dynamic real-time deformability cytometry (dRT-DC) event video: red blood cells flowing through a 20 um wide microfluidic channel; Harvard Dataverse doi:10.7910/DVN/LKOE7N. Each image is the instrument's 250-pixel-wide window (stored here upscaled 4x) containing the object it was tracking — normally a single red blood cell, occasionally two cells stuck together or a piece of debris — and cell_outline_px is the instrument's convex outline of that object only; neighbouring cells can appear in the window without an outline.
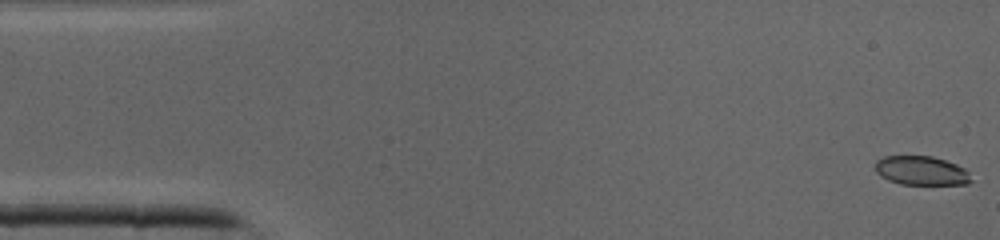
{"species": "common noctule bat (a hibernating species)", "species_latin": "Nyctalus noctula", "temperature_condition": "cold", "stored_images_in_passage": 6, "camera_frame_rate_fps": 3000, "um_per_image_px": 0.085, "animal": {"sex": "male", "body_mass_g": 19.0, "forearm_length_mm": 50.8}, "frame": {"image": 1, "passage_image": 1, "time_ms": 0.0, "image_size_px": [1000, 240], "cell_outline_px": [[972, 180], [968, 184], [900, 184], [888, 180], [880, 176], [876, 172], [876, 160], [884, 156], [932, 156], [956, 164], [964, 168], [968, 172]], "centroid_in_image_um": [78.3, 14.5], "position_along_channel_um": 6.7, "area_um2": 16.18}}